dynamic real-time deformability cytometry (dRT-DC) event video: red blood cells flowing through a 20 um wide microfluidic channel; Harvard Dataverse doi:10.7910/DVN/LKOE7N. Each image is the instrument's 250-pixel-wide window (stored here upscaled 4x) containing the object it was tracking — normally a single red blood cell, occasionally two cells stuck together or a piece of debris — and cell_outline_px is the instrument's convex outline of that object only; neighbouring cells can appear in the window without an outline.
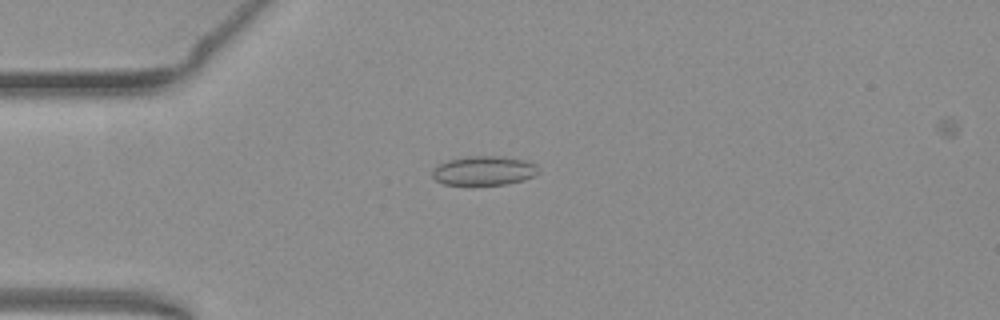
{"species": "common noctule bat (a hibernating species)", "species_latin": "Nyctalus noctula", "temperature_condition": "warm", "stored_images_in_passage": 53, "camera_frame_rate_fps": 3000, "um_per_image_px": 0.085, "animal": {"sex": "female", "body_mass_g": 19.3, "forearm_length_mm": 54.1}, "frame": {"image": 1, "passage_image": 13, "time_ms": 4.0, "image_size_px": [1000, 320], "cell_outline_px": [[540, 172], [524, 180], [508, 184], [444, 184], [436, 180], [432, 176], [432, 168], [448, 160], [468, 156], [500, 156], [524, 160], [536, 164]], "centroid_in_image_um": [41.14, 14.5], "position_along_channel_um": 43.9, "area_um2": 17.98}}
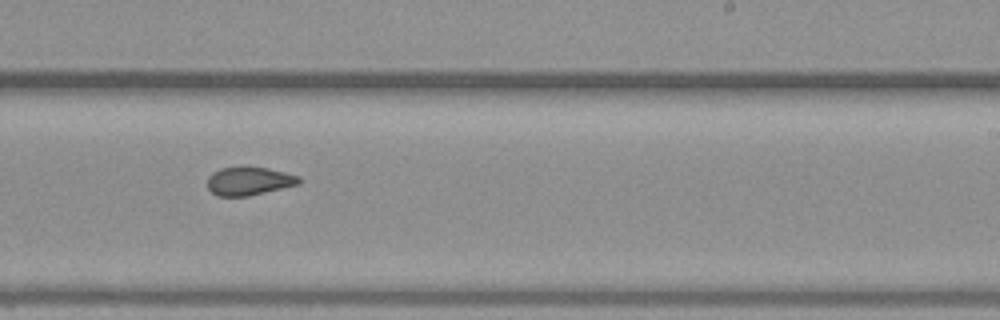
{"frame": {"image": 2, "passage_image": 32, "time_ms": 10.333, "image_size_px": [1000, 320], "cell_outline_px": [[300, 184], [248, 196], [216, 196], [208, 188], [208, 176], [212, 172], [220, 168], [268, 168], [300, 176]], "centroid_in_image_um": [21.16, 15.41], "position_along_channel_um": 267.8, "area_um2": 14.91}}
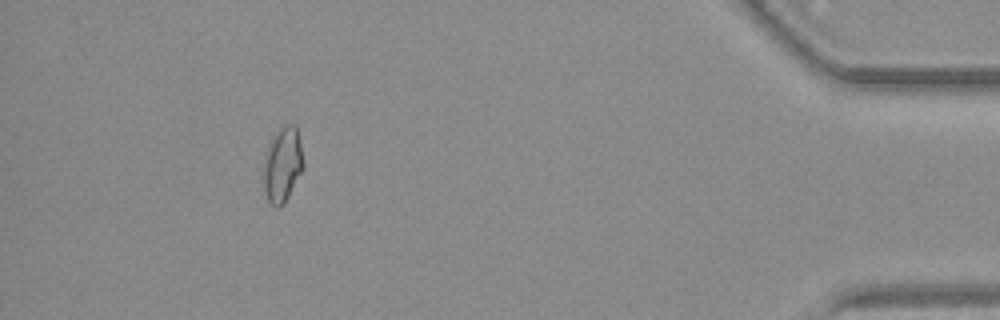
{"frame": {"image": 3, "passage_image": 48, "time_ms": 15.667, "image_size_px": [1000, 320], "cell_outline_px": [[304, 168], [284, 204], [280, 208], [276, 208], [268, 200], [264, 188], [264, 168], [268, 148], [272, 136], [284, 124], [296, 124], [304, 164]], "centroid_in_image_um": [24.04, 14.0], "position_along_channel_um": 411.2, "area_um2": 17.22}, "authors_computed_cell_mechanics": {"area_um2": 16.5308, "velocity_mm_per_s": 3.8695, "shape_relaxation_time_tau1_ms": null, "shape_relaxation_time_tau2_ms": 1.5006, "deformation_change_tau1": null, "deformation_change_tau2": 0.0758}}